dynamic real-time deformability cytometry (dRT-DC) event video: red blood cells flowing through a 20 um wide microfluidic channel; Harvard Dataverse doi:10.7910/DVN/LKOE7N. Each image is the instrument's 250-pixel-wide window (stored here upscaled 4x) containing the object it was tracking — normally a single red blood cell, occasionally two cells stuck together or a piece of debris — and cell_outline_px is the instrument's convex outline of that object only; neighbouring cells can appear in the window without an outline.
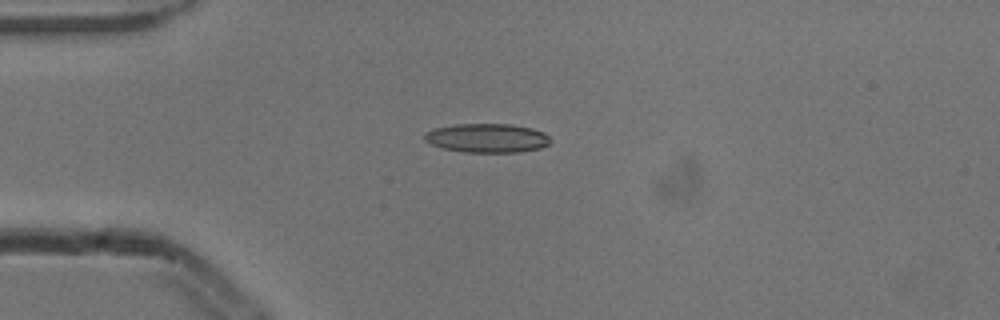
{"species": "common noctule bat (a hibernating species)", "species_latin": "Nyctalus noctula", "temperature_condition": "cold", "stored_images_in_passage": 6, "camera_frame_rate_fps": 3000, "um_per_image_px": 0.085, "animal": {"sex": "male", "body_mass_g": 13.3}, "frame": {"image": 1, "passage_image": 3, "time_ms": 0.667, "image_size_px": [1000, 320], "cell_outline_px": [[548, 144], [540, 148], [516, 152], [464, 152], [444, 148], [432, 144], [424, 140], [424, 132], [436, 128], [456, 124], [512, 124], [532, 128], [544, 132], [548, 136]], "centroid_in_image_um": [41.39, 11.72], "position_along_channel_um": 43.6, "area_um2": 21.1}}
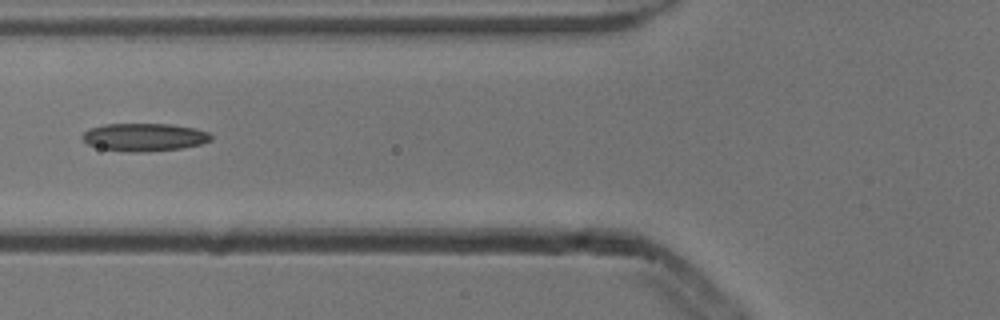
{"frame": {"image": 2, "passage_image": 5, "time_ms": 1.333, "image_size_px": [1000, 320], "cell_outline_px": [[212, 140], [200, 144], [180, 148], [144, 152], [124, 152], [100, 148], [88, 144], [80, 136], [88, 128], [104, 124], [172, 124], [196, 128], [208, 132], [212, 136]], "centroid_in_image_um": [12.25, 11.65], "position_along_channel_um": 113.6, "area_um2": 21.04}}
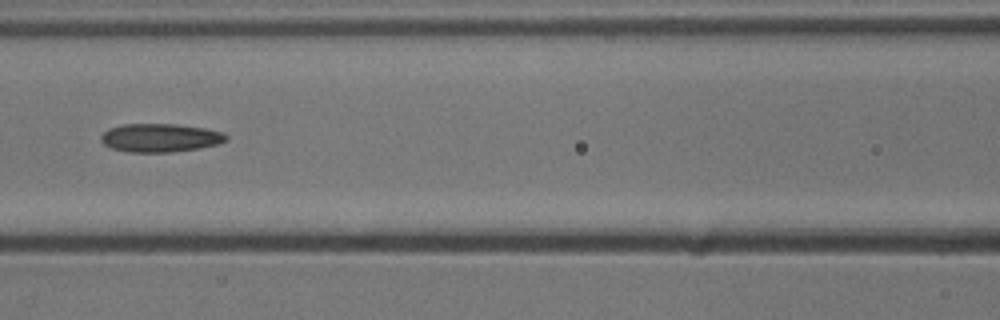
{"frame": {"image": 3, "passage_image": 6, "time_ms": 1.667, "image_size_px": [1000, 320], "cell_outline_px": [[228, 140], [220, 144], [200, 148], [172, 152], [128, 152], [112, 148], [104, 144], [100, 140], [100, 136], [108, 128], [124, 124], [176, 124], [204, 128], [224, 132], [228, 136]], "centroid_in_image_um": [13.64, 11.71], "position_along_channel_um": 153.0, "area_um2": 20.92}}